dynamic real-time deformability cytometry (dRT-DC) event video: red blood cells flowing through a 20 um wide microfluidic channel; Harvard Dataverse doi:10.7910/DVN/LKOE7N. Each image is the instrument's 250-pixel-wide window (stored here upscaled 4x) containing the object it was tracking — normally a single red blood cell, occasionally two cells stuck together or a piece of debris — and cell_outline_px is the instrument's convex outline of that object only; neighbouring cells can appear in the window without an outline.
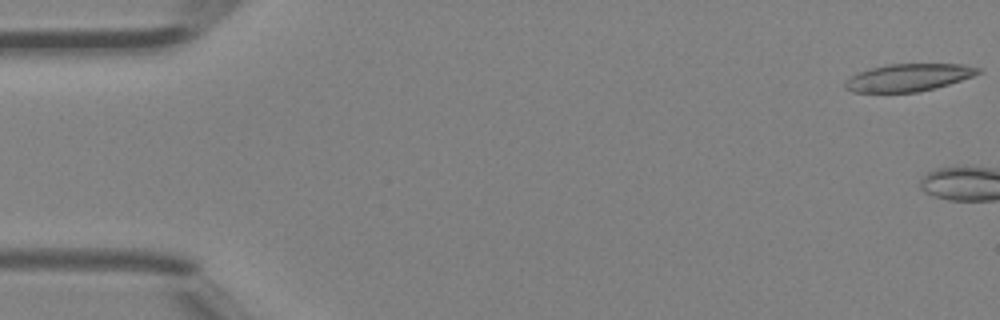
{"species": "Egyptian fruit bat (a non-hibernating species)", "species_latin": "Rousettus aegyptiacus", "temperature_condition": "room temperature", "stored_images_in_passage": 4, "camera_frame_rate_fps": 3000, "um_per_image_px": 0.085, "animal": {"sex": "female"}, "frame": {"image": 1, "passage_image": 1, "time_ms": 0.0, "image_size_px": [1000, 320], "cell_outline_px": [[980, 72], [972, 76], [936, 88], [916, 92], [852, 92], [844, 88], [844, 84], [852, 76], [860, 72], [872, 68], [888, 64], [964, 64], [980, 68]], "centroid_in_image_um": [77.22, 6.59], "position_along_channel_um": 7.8, "area_um2": 20.98}}